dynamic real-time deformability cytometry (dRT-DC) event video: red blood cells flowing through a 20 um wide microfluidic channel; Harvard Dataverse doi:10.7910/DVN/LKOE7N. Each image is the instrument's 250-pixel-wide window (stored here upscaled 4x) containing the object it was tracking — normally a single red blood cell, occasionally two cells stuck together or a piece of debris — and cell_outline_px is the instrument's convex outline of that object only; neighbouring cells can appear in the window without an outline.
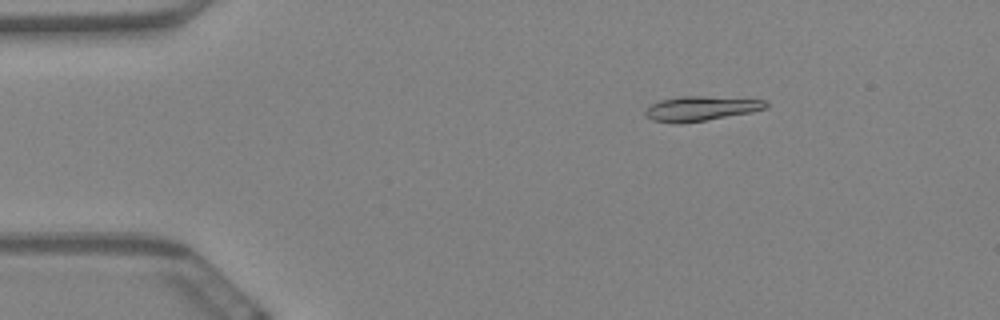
{"species": "Egyptian fruit bat (a non-hibernating species)", "species_latin": "Rousettus aegyptiacus", "temperature_condition": "warm", "stored_images_in_passage": 51, "camera_frame_rate_fps": 3000, "um_per_image_px": 0.085, "animal": {"sex": "female"}, "frame": {"image": 1, "passage_image": 1, "time_ms": 0.0, "image_size_px": [1000, 320], "cell_outline_px": [[768, 108], [752, 112], [680, 124], [676, 124], [652, 120], [644, 116], [644, 108], [660, 100], [680, 96], [704, 96], [764, 100], [768, 104]], "centroid_in_image_um": [59.52, 9.23], "position_along_channel_um": 25.5, "area_um2": 17.4}}
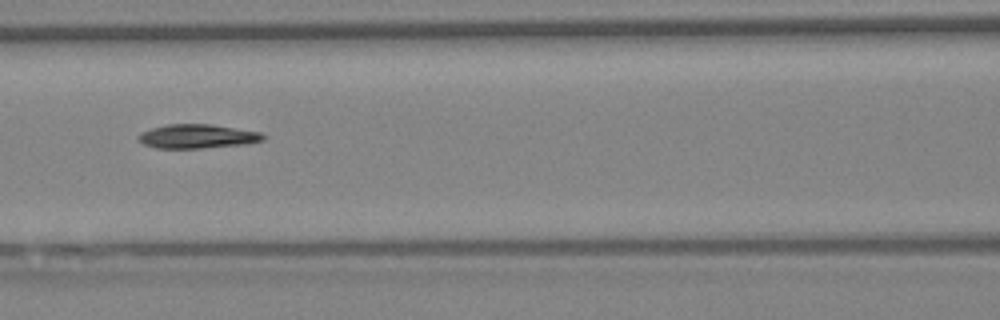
{"frame": {"image": 2, "passage_image": 18, "time_ms": 5.667, "image_size_px": [1000, 320], "cell_outline_px": [[264, 140], [244, 144], [200, 148], [156, 148], [144, 144], [136, 136], [140, 132], [152, 128], [168, 124], [212, 124], [260, 132], [264, 136]], "centroid_in_image_um": [16.74, 11.58], "position_along_channel_um": 149.9, "area_um2": 17.34}}
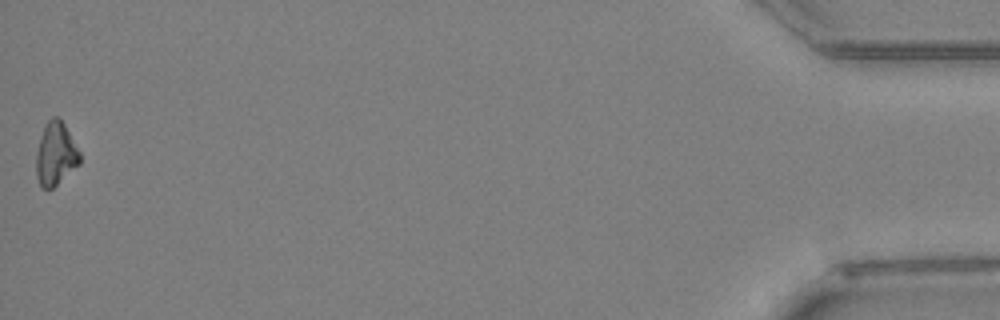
{"frame": {"image": 3, "passage_image": 51, "time_ms": 16.667, "image_size_px": [1000, 320], "cell_outline_px": [[80, 164], [52, 188], [40, 188], [36, 176], [36, 152], [40, 136], [44, 124], [52, 116], [60, 116], [80, 152]], "centroid_in_image_um": [4.71, 13.05], "position_along_channel_um": 430.5, "area_um2": 16.24}, "authors_computed_cell_mechanics": {"area_um2": 17.1666, "velocity_mm_per_s": 3.4415, "shape_relaxation_time_tau1_ms": 7.2595, "shape_relaxation_time_tau2_ms": null, "deformation_change_tau1": 0.2159, "deformation_change_tau2": null}}